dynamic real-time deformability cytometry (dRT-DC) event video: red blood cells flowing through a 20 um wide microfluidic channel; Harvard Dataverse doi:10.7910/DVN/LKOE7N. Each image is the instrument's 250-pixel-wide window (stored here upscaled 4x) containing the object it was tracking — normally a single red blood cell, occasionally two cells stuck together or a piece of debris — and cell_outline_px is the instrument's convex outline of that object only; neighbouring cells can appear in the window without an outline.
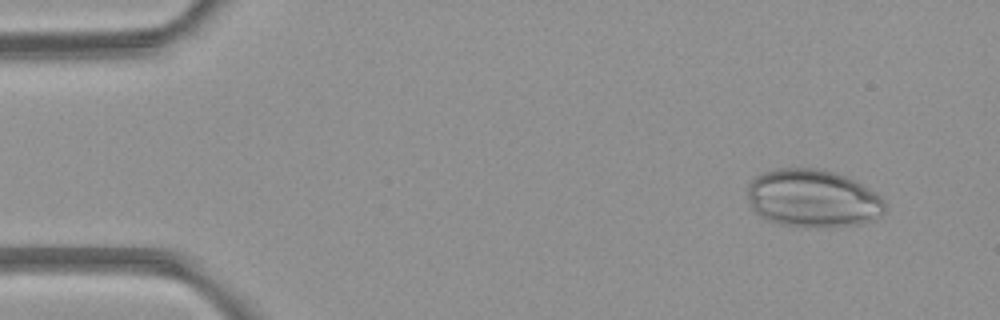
{"species": "common noctule bat (a hibernating species)", "species_latin": "Nyctalus noctula", "temperature_condition": "room temperature", "stored_images_in_passage": 3, "camera_frame_rate_fps": 3000, "um_per_image_px": 0.085, "animal": {"sex": "female", "body_mass_g": 21.9}, "frame": {"image": 1, "passage_image": 1, "time_ms": 0.0, "image_size_px": [1000, 320], "cell_outline_px": [[884, 212], [860, 224], [804, 228], [780, 224], [768, 220], [760, 216], [752, 208], [748, 196], [748, 184], [756, 176], [764, 172], [780, 168], [820, 168], [844, 176], [876, 192], [884, 200]], "centroid_in_image_um": [69.05, 16.87], "position_along_channel_um": 16.0, "area_um2": 46.01}}